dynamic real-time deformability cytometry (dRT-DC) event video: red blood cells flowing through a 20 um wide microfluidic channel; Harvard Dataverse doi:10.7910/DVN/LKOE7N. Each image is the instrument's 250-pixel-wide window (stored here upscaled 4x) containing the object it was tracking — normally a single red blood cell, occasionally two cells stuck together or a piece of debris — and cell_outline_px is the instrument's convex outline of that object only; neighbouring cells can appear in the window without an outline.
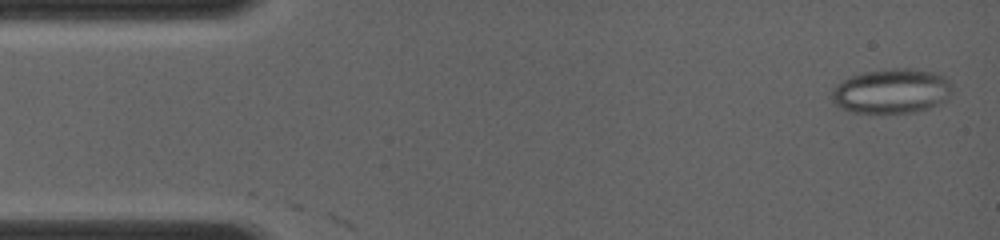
{"species": "common noctule bat (a hibernating species)", "species_latin": "Nyctalus noctula", "temperature_condition": "room temperature", "stored_images_in_passage": 15, "camera_frame_rate_fps": 4000, "um_per_image_px": 0.085, "animal": {"sex": "female", "body_mass_g": 19.0, "forearm_length_mm": 56.7}, "frame": {"image": 1, "passage_image": 1, "time_ms": 0.0, "image_size_px": [1000, 240], "cell_outline_px": [[952, 88], [948, 100], [928, 108], [912, 112], [852, 112], [840, 108], [832, 104], [832, 88], [836, 84], [852, 76], [864, 72], [892, 68], [912, 68], [936, 72], [944, 76], [952, 84]], "centroid_in_image_um": [75.79, 7.73], "position_along_channel_um": 9.2, "area_um2": 31.5}}
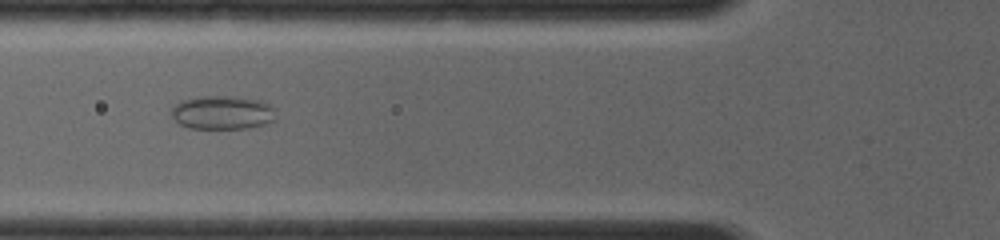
{"frame": {"image": 2, "passage_image": 12, "time_ms": 4.75, "image_size_px": [1000, 240], "cell_outline_px": [[276, 108], [272, 120], [264, 124], [248, 128], [188, 128], [180, 124], [172, 116], [172, 108], [180, 100], [196, 96], [236, 96], [260, 100]], "centroid_in_image_um": [18.89, 9.55], "position_along_channel_um": 106.9, "area_um2": 20.52}}
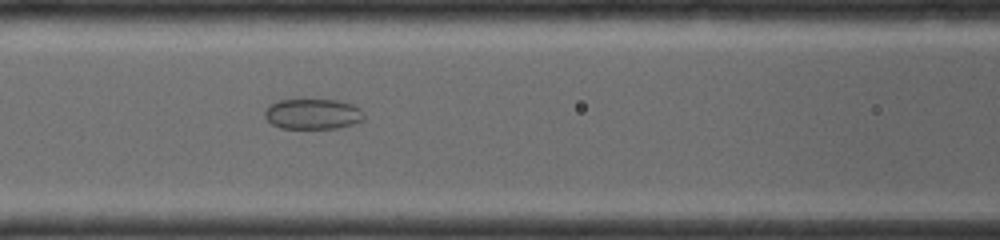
{"frame": {"image": 3, "passage_image": 15, "time_ms": 5.5, "image_size_px": [1000, 240], "cell_outline_px": [[364, 120], [340, 128], [280, 128], [272, 124], [264, 116], [264, 112], [272, 104], [280, 100], [340, 100], [352, 104], [360, 108], [364, 112]], "centroid_in_image_um": [26.63, 9.69], "position_along_channel_um": 140.0, "area_um2": 17.57}}